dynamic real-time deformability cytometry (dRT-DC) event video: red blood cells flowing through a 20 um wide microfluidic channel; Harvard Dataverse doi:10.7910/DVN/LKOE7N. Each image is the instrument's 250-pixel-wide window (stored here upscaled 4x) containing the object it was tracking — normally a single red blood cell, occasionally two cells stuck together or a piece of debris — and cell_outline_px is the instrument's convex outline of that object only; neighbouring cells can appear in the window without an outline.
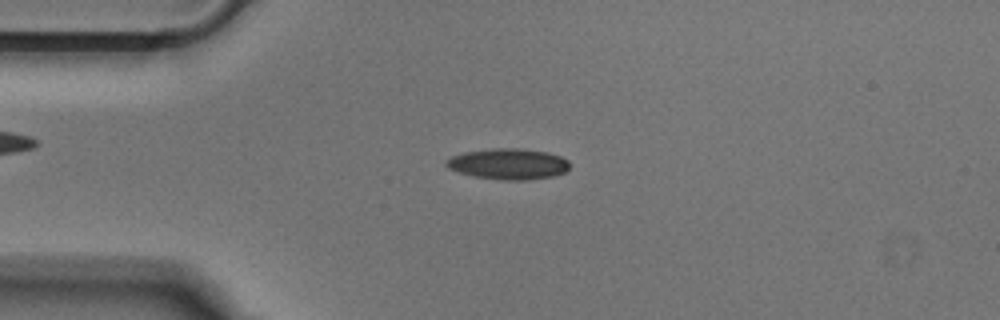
{"species": "Egyptian fruit bat (a non-hibernating species)", "species_latin": "Rousettus aegyptiacus", "temperature_condition": "cold", "stored_images_in_passage": 50, "camera_frame_rate_fps": 3000, "um_per_image_px": 0.085, "animal": {"sex": "male"}, "frame": {"image": 1, "passage_image": 11, "time_ms": 3.333, "image_size_px": [1000, 320], "cell_outline_px": [[568, 168], [564, 172], [552, 176], [524, 180], [504, 180], [476, 176], [460, 172], [448, 168], [444, 164], [444, 160], [452, 156], [464, 152], [492, 148], [520, 148], [548, 152], [560, 156], [568, 160]], "centroid_in_image_um": [43.19, 13.92], "position_along_channel_um": 41.8, "area_um2": 22.08}}
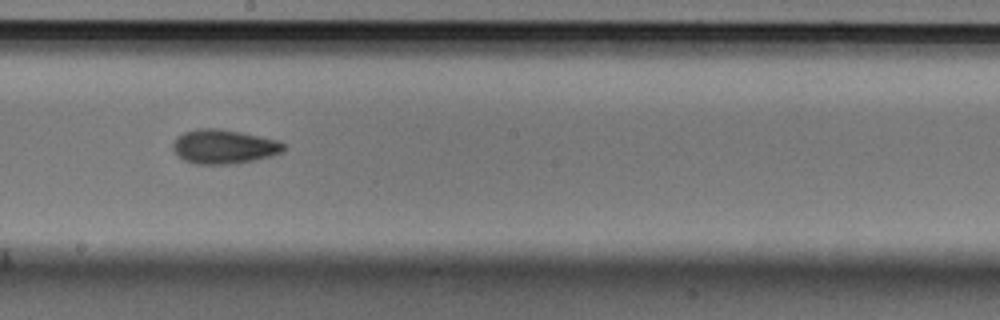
{"frame": {"image": 2, "passage_image": 27, "time_ms": 8.667, "image_size_px": [1000, 320], "cell_outline_px": [[288, 148], [284, 152], [272, 156], [236, 164], [196, 164], [184, 160], [172, 148], [172, 144], [176, 136], [184, 132], [200, 128], [220, 128], [280, 140], [288, 144]], "centroid_in_image_um": [19.1, 12.46], "position_along_channel_um": 229.1, "area_um2": 22.48}}
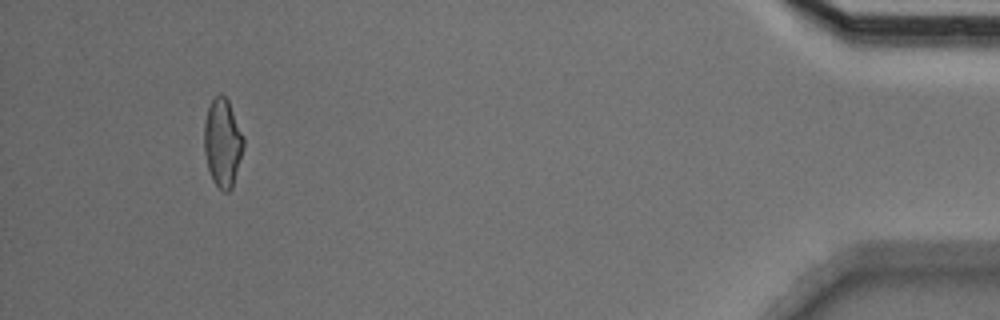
{"frame": {"image": 3, "passage_image": 47, "time_ms": 15.333, "image_size_px": [1000, 320], "cell_outline_px": [[244, 148], [232, 188], [228, 192], [224, 192], [212, 180], [208, 168], [204, 152], [204, 120], [208, 108], [212, 100], [220, 92], [228, 100], [244, 136]], "centroid_in_image_um": [18.92, 12.13], "position_along_channel_um": 416.3, "area_um2": 20.35}}